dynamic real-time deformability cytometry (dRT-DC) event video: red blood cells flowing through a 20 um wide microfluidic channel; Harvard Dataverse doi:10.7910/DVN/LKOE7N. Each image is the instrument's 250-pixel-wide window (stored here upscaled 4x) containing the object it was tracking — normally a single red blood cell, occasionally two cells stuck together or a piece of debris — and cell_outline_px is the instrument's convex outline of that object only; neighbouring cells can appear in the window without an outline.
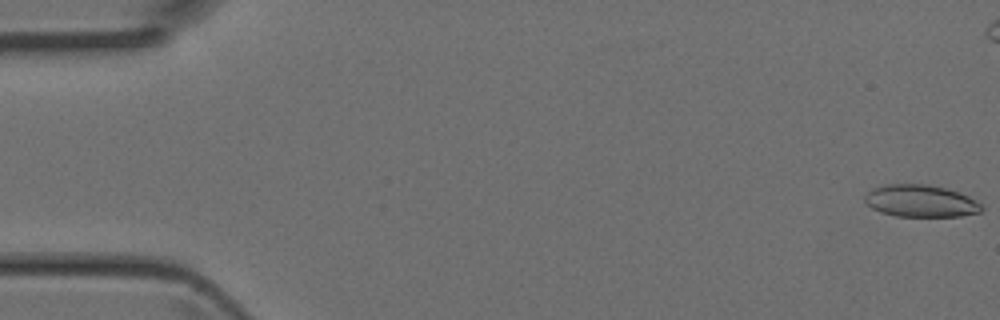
{"species": "Egyptian fruit bat (a non-hibernating species)", "species_latin": "Rousettus aegyptiacus", "temperature_condition": "room temperature", "stored_images_in_passage": 2, "camera_frame_rate_fps": 3000, "um_per_image_px": 0.085, "animal": {"sex": "female"}, "frame": {"image": 1, "passage_image": 2, "time_ms": 0.333, "image_size_px": [1000, 320], "cell_outline_px": [[984, 208], [980, 212], [960, 216], [896, 216], [880, 212], [872, 208], [864, 200], [864, 196], [872, 188], [884, 184], [928, 184], [944, 188], [968, 196], [976, 200]], "centroid_in_image_um": [78.23, 17.08], "position_along_channel_um": 6.8, "area_um2": 21.79}}